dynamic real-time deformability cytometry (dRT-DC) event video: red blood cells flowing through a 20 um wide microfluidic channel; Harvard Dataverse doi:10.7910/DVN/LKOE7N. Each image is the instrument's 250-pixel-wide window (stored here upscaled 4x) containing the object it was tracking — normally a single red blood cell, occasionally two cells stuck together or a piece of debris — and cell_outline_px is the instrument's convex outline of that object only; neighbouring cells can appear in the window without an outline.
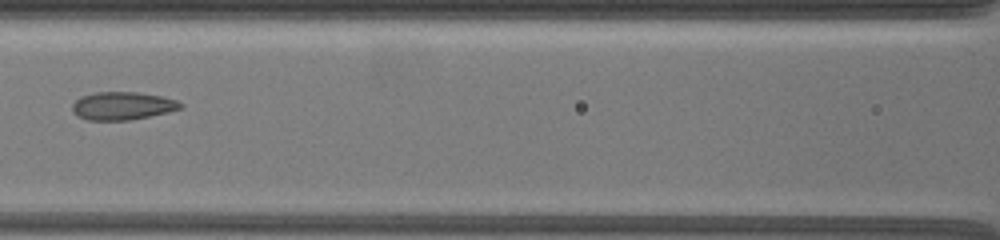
{"species": "common noctule bat (a hibernating species)", "species_latin": "Nyctalus noctula", "temperature_condition": "warm", "stored_images_in_passage": 64, "segment_of_instrument_passage": [2, 2], "camera_frame_rate_fps": 3000, "um_per_image_px": 0.085, "animal": {"sex": "female", "body_mass_g": 19.5, "forearm_length_mm": 54.1}, "frame": {"image": 1, "passage_image": 25, "time_ms": 11.0, "image_size_px": [1000, 240], "cell_outline_px": [[184, 108], [168, 112], [128, 120], [88, 120], [76, 116], [72, 112], [72, 104], [80, 96], [96, 92], [136, 92], [160, 96], [176, 100], [184, 104]], "centroid_in_image_um": [10.39, 9.0], "position_along_channel_um": 156.2, "area_um2": 17.69}}
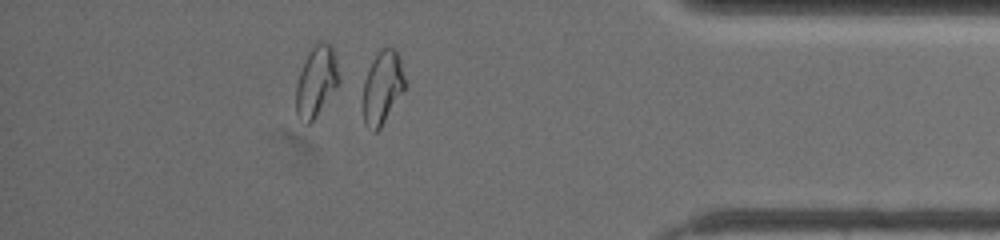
{"frame": {"image": 2, "passage_image": 56, "time_ms": 18.667, "image_size_px": [1000, 240], "cell_outline_px": [[408, 84], [380, 128], [376, 132], [372, 132], [364, 124], [364, 80], [372, 60], [380, 48], [396, 48], [400, 56]], "centroid_in_image_um": [32.55, 7.4], "position_along_channel_um": 402.7, "area_um2": 18.15}}